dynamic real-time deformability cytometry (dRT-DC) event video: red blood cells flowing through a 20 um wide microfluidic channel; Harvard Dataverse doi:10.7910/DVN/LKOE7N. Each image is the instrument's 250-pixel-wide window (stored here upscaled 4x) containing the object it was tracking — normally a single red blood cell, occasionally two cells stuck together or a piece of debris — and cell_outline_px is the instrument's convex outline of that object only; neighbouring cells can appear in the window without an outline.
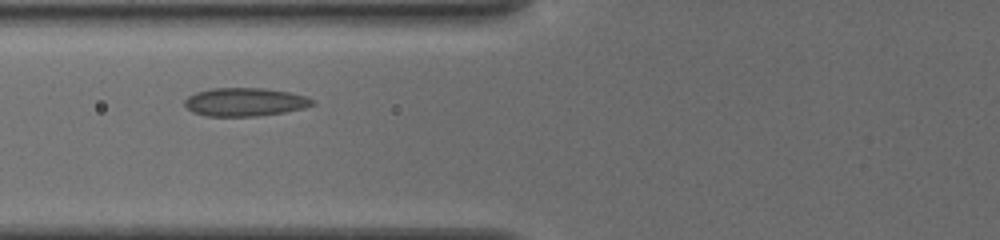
{"species": "common noctule bat (a hibernating species)", "species_latin": "Nyctalus noctula", "temperature_condition": "cold", "stored_images_in_passage": 41, "camera_frame_rate_fps": 3000, "um_per_image_px": 0.085, "animal": {"sex": "female", "body_mass_g": 19.5, "forearm_length_mm": 54.1}, "frame": {"image": 1, "passage_image": 10, "time_ms": 3.0, "image_size_px": [1000, 240], "cell_outline_px": [[316, 104], [304, 108], [284, 112], [256, 116], [208, 116], [192, 112], [184, 104], [184, 100], [188, 96], [196, 92], [212, 88], [264, 88], [288, 92], [304, 96], [312, 100]], "centroid_in_image_um": [20.79, 8.67], "position_along_channel_um": 105.0, "area_um2": 20.98}}
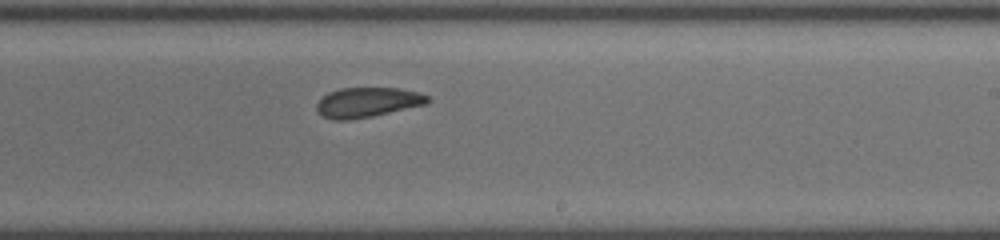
{"frame": {"image": 2, "passage_image": 22, "time_ms": 7.0, "image_size_px": [1000, 240], "cell_outline_px": [[432, 100], [424, 104], [372, 116], [348, 120], [332, 120], [324, 116], [316, 108], [316, 104], [328, 92], [340, 88], [400, 88], [416, 92], [428, 96]], "centroid_in_image_um": [31.22, 8.69], "position_along_channel_um": 257.8, "area_um2": 19.02}}
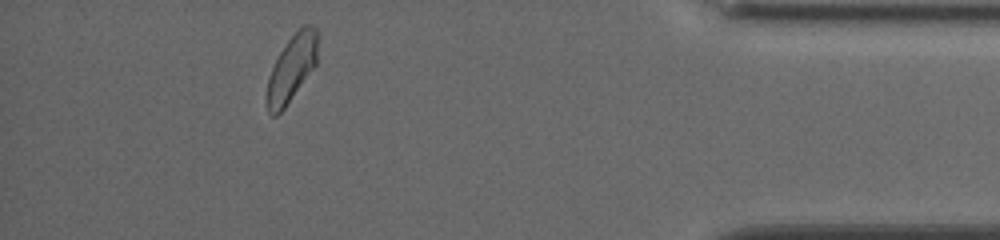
{"frame": {"image": 3, "passage_image": 37, "time_ms": 12.0, "image_size_px": [1000, 240], "cell_outline_px": [[316, 64], [284, 108], [276, 116], [272, 116], [268, 112], [268, 80], [272, 68], [280, 52], [288, 40], [304, 24], [312, 24], [316, 28]], "centroid_in_image_um": [24.8, 5.78], "position_along_channel_um": 410.4, "area_um2": 18.9}, "authors_computed_cell_mechanics": {"area_um2": 19.941, "velocity_mm_per_s": 3.8185, "shape_relaxation_time_tau1_ms": 5.204, "shape_relaxation_time_tau2_ms": 2.1117, "deformation_change_tau1": 0.0828, "deformation_change_tau2": 0.0617}}